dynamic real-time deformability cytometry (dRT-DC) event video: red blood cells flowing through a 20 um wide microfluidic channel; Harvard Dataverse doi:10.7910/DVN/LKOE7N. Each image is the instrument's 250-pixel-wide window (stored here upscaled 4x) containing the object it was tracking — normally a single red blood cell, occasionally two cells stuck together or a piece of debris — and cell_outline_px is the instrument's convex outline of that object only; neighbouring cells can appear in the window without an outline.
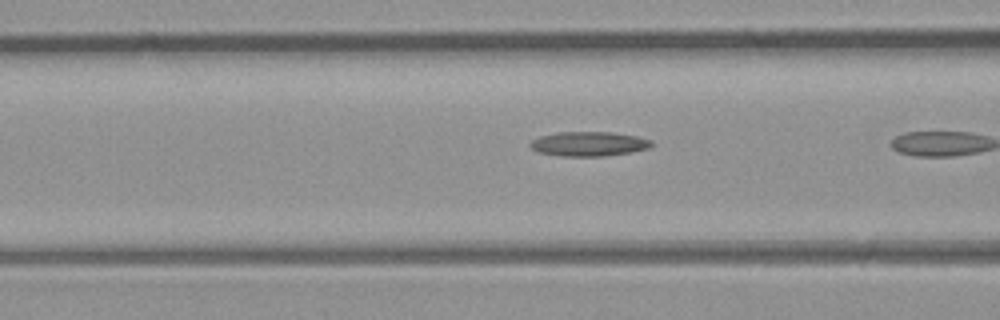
{"species": "common noctule bat (a hibernating species)", "species_latin": "Nyctalus noctula", "temperature_condition": "room temperature", "stored_images_in_passage": 11, "camera_frame_rate_fps": 3000, "um_per_image_px": 0.085, "animal": {"sex": "male", "body_mass_g": 23.1, "forearm_length_mm": 52.7}, "frame": {"image": 1, "passage_image": 10, "time_ms": 3.0, "image_size_px": [1000, 320], "cell_outline_px": [[652, 144], [648, 148], [628, 152], [604, 156], [564, 156], [540, 152], [532, 148], [528, 144], [532, 140], [540, 136], [556, 132], [612, 132], [636, 136], [652, 140]], "centroid_in_image_um": [50.03, 12.22], "position_along_channel_um": 116.6, "area_um2": 17.11}}